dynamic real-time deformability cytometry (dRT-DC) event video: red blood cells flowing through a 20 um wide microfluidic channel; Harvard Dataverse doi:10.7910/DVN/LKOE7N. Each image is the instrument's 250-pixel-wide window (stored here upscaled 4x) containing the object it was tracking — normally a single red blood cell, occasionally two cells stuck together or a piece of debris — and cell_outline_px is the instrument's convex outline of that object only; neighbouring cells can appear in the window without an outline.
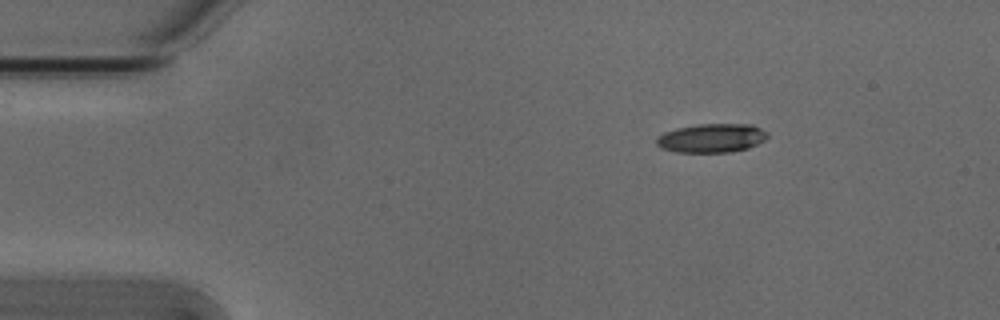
{"species": "Egyptian fruit bat (a non-hibernating species)", "species_latin": "Rousettus aegyptiacus", "temperature_condition": "cold", "stored_images_in_passage": 3, "camera_frame_rate_fps": 3000, "um_per_image_px": 0.085, "animal": {"sex": "male"}, "frame": {"image": 1, "passage_image": 1, "time_ms": 0.0, "image_size_px": [1000, 320], "cell_outline_px": [[768, 136], [764, 140], [748, 148], [732, 152], [676, 152], [660, 148], [656, 144], [656, 136], [664, 132], [676, 128], [696, 124], [752, 124], [768, 132]], "centroid_in_image_um": [60.46, 11.73], "position_along_channel_um": 24.5, "area_um2": 18.84}}